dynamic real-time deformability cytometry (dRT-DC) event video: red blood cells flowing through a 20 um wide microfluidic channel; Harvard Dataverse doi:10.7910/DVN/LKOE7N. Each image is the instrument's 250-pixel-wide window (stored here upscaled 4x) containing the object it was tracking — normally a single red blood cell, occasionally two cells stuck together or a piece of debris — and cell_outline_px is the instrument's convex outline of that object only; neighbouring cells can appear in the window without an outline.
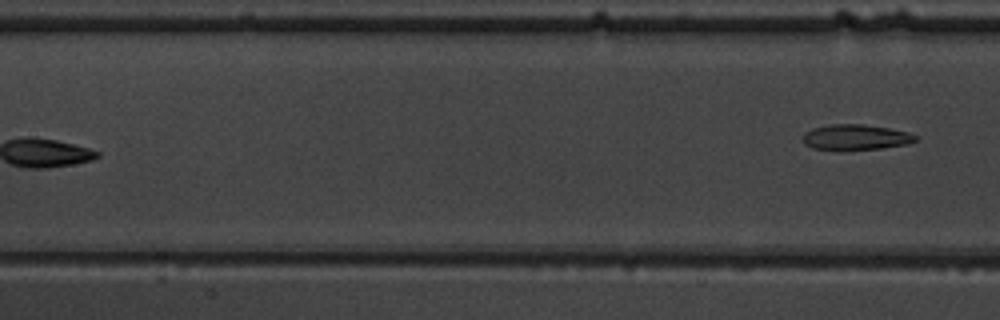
{"species": "common noctule bat (a hibernating species)", "species_latin": "Nyctalus noctula", "temperature_condition": "warm", "stored_images_in_passage": 6, "segment_of_instrument_passage": [2, 2], "camera_frame_rate_fps": 3000, "um_per_image_px": 0.085, "animal": {"sex": "male", "body_mass_g": 19.5, "forearm_length_mm": 54.6}, "frame": {"image": 1, "passage_image": 6, "time_ms": 6.0, "image_size_px": [1000, 320], "cell_outline_px": [[916, 140], [908, 144], [880, 148], [812, 148], [804, 144], [804, 132], [812, 128], [828, 124], [860, 124], [888, 128], [908, 132], [916, 136]], "centroid_in_image_um": [72.72, 11.63], "position_along_channel_um": 134.7, "area_um2": 16.13}}